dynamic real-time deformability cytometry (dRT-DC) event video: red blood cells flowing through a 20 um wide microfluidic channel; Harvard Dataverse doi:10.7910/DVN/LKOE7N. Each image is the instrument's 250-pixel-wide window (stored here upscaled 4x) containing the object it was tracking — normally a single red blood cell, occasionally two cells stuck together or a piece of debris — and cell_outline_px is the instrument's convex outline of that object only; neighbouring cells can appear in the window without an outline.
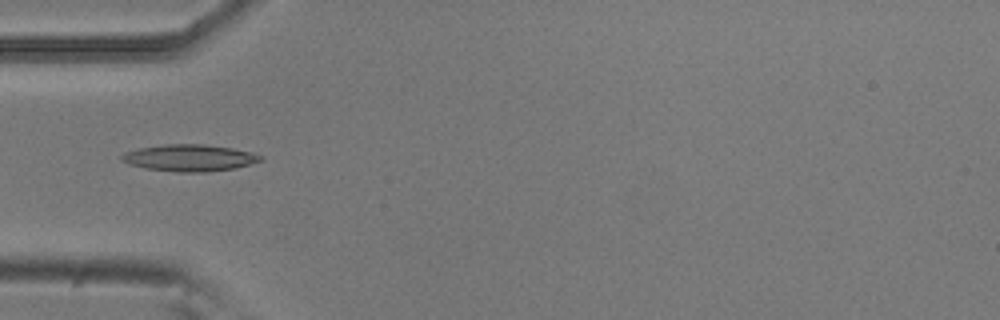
{"species": "common noctule bat (a hibernating species)", "species_latin": "Nyctalus noctula", "temperature_condition": "room temperature", "stored_images_in_passage": 40, "camera_frame_rate_fps": 3000, "um_per_image_px": 0.085, "animal": {"sex": "male", "body_mass_g": 20.5, "forearm_length_mm": 52.5}, "frame": {"image": 1, "passage_image": 4, "time_ms": 1.0, "image_size_px": [1000, 320], "cell_outline_px": [[264, 160], [236, 168], [208, 172], [176, 172], [144, 168], [128, 164], [120, 160], [120, 156], [124, 152], [140, 148], [164, 144], [204, 144], [232, 148], [252, 152], [264, 156]], "centroid_in_image_um": [16.12, 13.42], "position_along_channel_um": 68.9, "area_um2": 21.91}}
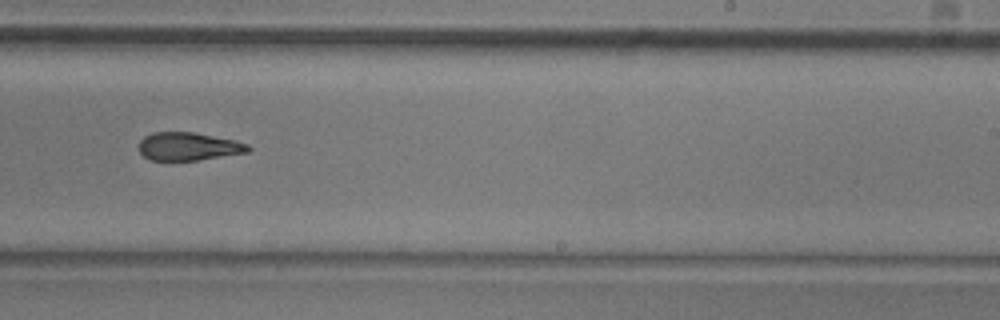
{"frame": {"image": 2, "passage_image": 20, "time_ms": 6.333, "image_size_px": [1000, 320], "cell_outline_px": [[252, 148], [248, 152], [196, 160], [152, 160], [144, 156], [140, 152], [140, 140], [144, 136], [152, 132], [192, 132], [236, 140], [248, 144]], "centroid_in_image_um": [16.03, 12.44], "position_along_channel_um": 273.0, "area_um2": 17.74}}
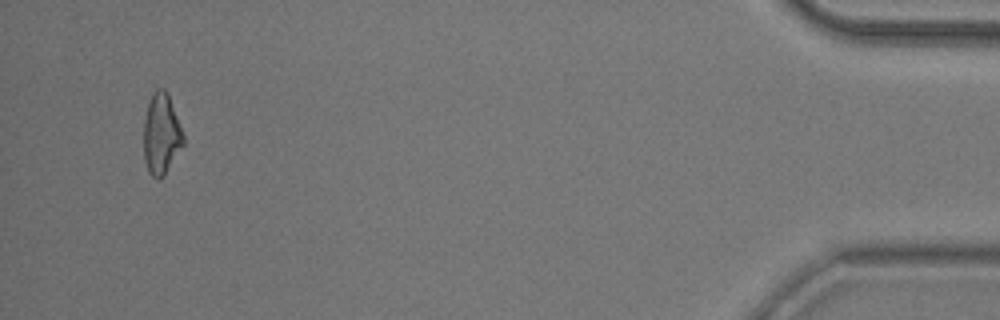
{"frame": {"image": 3, "passage_image": 38, "time_ms": 12.333, "image_size_px": [1000, 320], "cell_outline_px": [[184, 144], [164, 176], [160, 180], [156, 180], [148, 172], [144, 160], [144, 120], [148, 104], [152, 92], [156, 88], [164, 88], [168, 92], [184, 136]], "centroid_in_image_um": [13.71, 11.41], "position_along_channel_um": 421.5, "area_um2": 18.9}, "authors_computed_cell_mechanics": {"area_um2": 18.8428, "velocity_mm_per_s": 3.8097, "shape_relaxation_time_tau1_ms": 4.085, "shape_relaxation_time_tau2_ms": 4.0327, "deformation_change_tau1": 0.1518, "deformation_change_tau2": 0.1293}}